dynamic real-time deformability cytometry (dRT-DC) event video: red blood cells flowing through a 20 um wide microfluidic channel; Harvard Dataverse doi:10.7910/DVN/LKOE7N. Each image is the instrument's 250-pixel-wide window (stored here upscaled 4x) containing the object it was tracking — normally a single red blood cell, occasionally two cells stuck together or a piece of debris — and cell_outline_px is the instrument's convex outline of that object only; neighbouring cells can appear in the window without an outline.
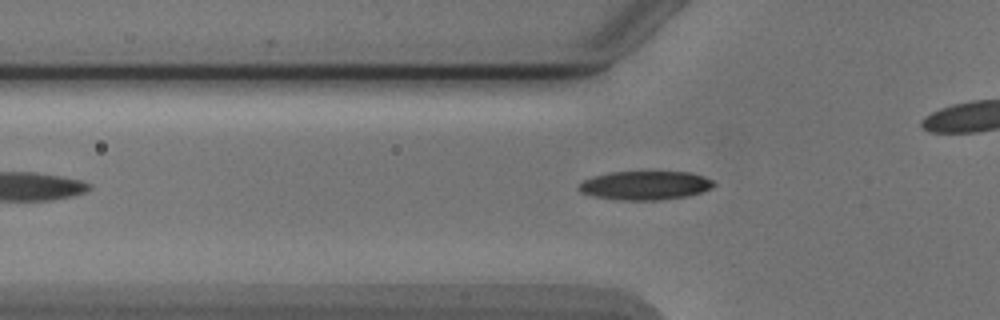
{"species": "Egyptian fruit bat (a non-hibernating species)", "species_latin": "Rousettus aegyptiacus", "temperature_condition": "cold", "stored_images_in_passage": 41, "camera_frame_rate_fps": 3000, "um_per_image_px": 0.085, "animal": {"sex": "male"}, "frame": {"image": 1, "passage_image": 11, "time_ms": 3.333, "image_size_px": [1000, 320], "cell_outline_px": [[716, 184], [712, 188], [688, 196], [660, 200], [620, 200], [596, 196], [580, 192], [576, 188], [584, 180], [592, 176], [612, 172], [692, 172], [704, 176], [712, 180]], "centroid_in_image_um": [54.86, 15.76], "position_along_channel_um": 70.9, "area_um2": 22.66}}
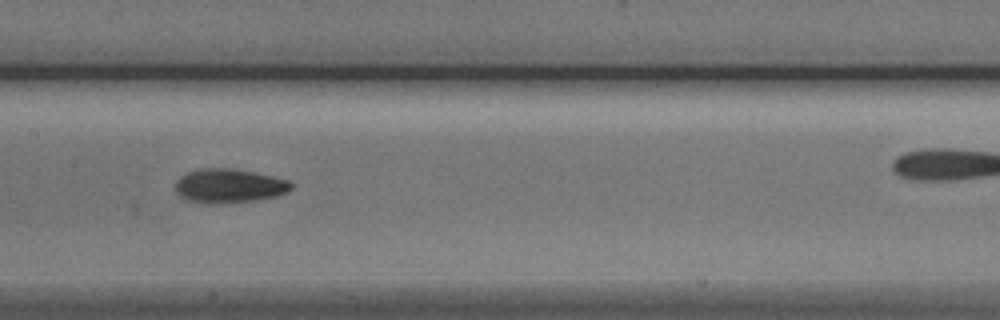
{"frame": {"image": 2, "passage_image": 20, "time_ms": 6.333, "image_size_px": [1000, 320], "cell_outline_px": [[292, 188], [276, 196], [256, 200], [224, 204], [204, 204], [184, 200], [176, 192], [176, 180], [180, 176], [188, 172], [204, 168], [232, 168], [272, 176], [288, 180], [292, 184]], "centroid_in_image_um": [19.42, 15.82], "position_along_channel_um": 188.0, "area_um2": 23.12}}
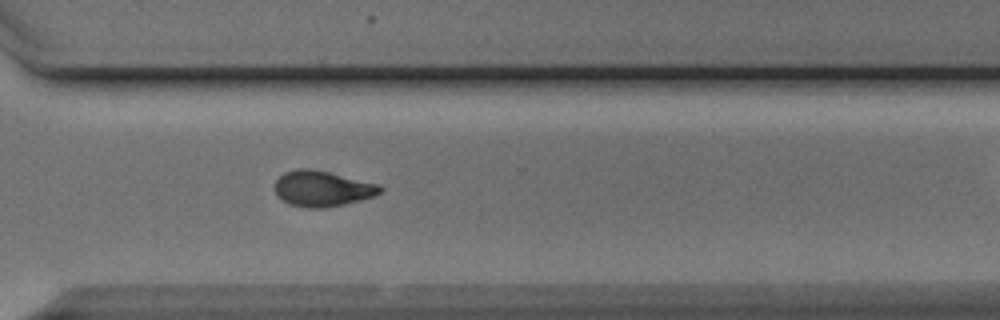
{"frame": {"image": 3, "passage_image": 32, "time_ms": 10.333, "image_size_px": [1000, 320], "cell_outline_px": [[384, 188], [376, 196], [344, 204], [324, 208], [308, 208], [288, 204], [280, 200], [276, 192], [276, 180], [284, 172], [296, 168], [308, 168], [328, 172], [380, 184]], "centroid_in_image_um": [27.4, 16.04], "position_along_channel_um": 343.2, "area_um2": 21.96}, "authors_computed_cell_mechanics": {"area_um2": 21.8484, "velocity_mm_per_s": 3.8938, "shape_relaxation_time_tau1_ms": 2.4518, "shape_relaxation_time_tau2_ms": 7.4577, "deformation_change_tau1": 0.119, "deformation_change_tau2": 0.1335}}